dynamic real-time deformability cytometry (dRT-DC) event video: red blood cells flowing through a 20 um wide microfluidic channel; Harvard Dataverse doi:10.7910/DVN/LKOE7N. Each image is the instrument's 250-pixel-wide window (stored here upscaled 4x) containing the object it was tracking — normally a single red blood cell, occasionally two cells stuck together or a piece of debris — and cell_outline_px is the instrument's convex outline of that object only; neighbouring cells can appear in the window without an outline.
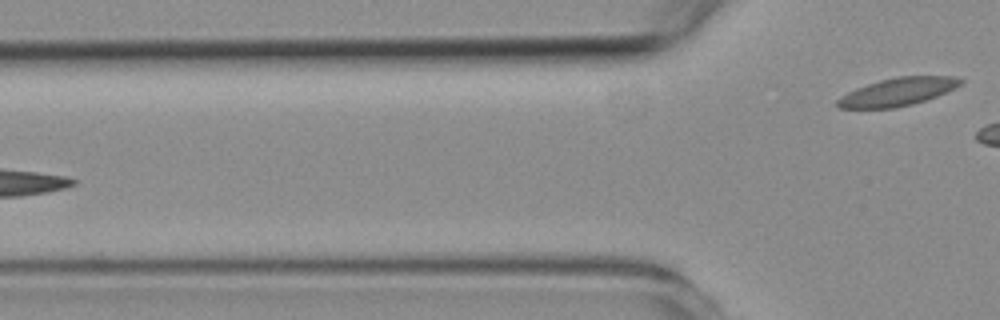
{"species": "common noctule bat (a hibernating species)", "species_latin": "Nyctalus noctula", "temperature_condition": "room temperature", "stored_images_in_passage": 4, "camera_frame_rate_fps": 3000, "um_per_image_px": 0.085, "animal": {"sex": "female", "body_mass_g": 19.3, "forearm_length_mm": 54.1}, "frame": {"image": 1, "passage_image": 4, "time_ms": 3.667, "image_size_px": [1000, 320], "cell_outline_px": [[964, 80], [960, 84], [936, 96], [912, 104], [892, 108], [840, 108], [836, 104], [836, 100], [840, 96], [856, 88], [880, 80], [896, 76], [956, 76]], "centroid_in_image_um": [76.27, 7.8], "position_along_channel_um": 49.5, "area_um2": 19.77}}